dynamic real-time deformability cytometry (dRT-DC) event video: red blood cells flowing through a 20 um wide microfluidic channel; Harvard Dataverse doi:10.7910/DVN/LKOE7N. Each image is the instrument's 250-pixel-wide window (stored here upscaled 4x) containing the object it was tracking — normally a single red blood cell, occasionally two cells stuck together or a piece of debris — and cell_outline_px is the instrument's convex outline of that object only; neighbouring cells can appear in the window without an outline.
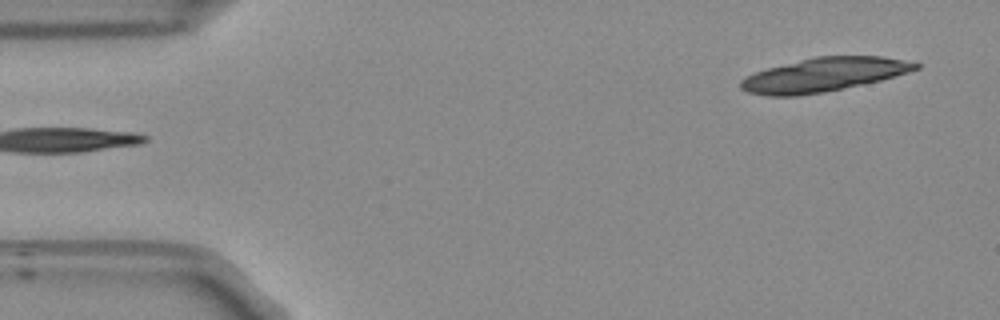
{"species": "Egyptian fruit bat (a non-hibernating species)", "species_latin": "Rousettus aegyptiacus", "temperature_condition": "room temperature", "stored_images_in_passage": 15, "camera_frame_rate_fps": 3000, "um_per_image_px": 0.085, "frame": {"image": 1, "passage_image": 1, "time_ms": 0.0, "image_size_px": [1000, 320], "cell_outline_px": [[920, 68], [908, 72], [880, 80], [824, 92], [800, 96], [768, 96], [748, 92], [740, 88], [740, 80], [756, 72], [768, 68], [816, 56], [884, 56], [920, 64]], "centroid_in_image_um": [70.0, 6.36], "position_along_channel_um": 15.0, "area_um2": 34.04}}